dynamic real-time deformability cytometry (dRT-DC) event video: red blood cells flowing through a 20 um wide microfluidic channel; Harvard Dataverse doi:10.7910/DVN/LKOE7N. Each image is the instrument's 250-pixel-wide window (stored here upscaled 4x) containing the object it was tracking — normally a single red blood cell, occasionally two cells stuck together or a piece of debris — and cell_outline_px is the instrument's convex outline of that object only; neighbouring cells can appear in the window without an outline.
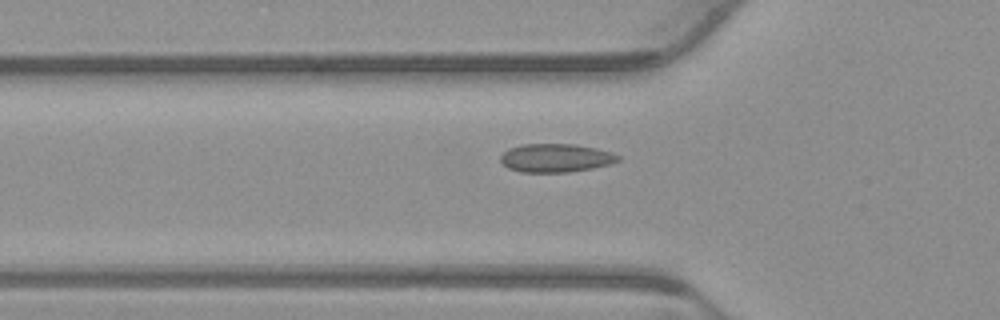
{"species": "common noctule bat (a hibernating species)", "species_latin": "Nyctalus noctula", "temperature_condition": "warm", "stored_images_in_passage": 51, "camera_frame_rate_fps": 3000, "um_per_image_px": 0.085, "animal": {"sex": "male", "body_mass_g": 23.1, "forearm_length_mm": 52.7}, "frame": {"image": 1, "passage_image": 18, "time_ms": 5.667, "image_size_px": [1000, 320], "cell_outline_px": [[620, 160], [608, 164], [592, 168], [568, 172], [520, 172], [508, 168], [500, 160], [500, 156], [508, 148], [524, 144], [576, 144], [596, 148], [612, 152], [620, 156]], "centroid_in_image_um": [47.23, 13.42], "position_along_channel_um": 78.6, "area_um2": 19.48}}
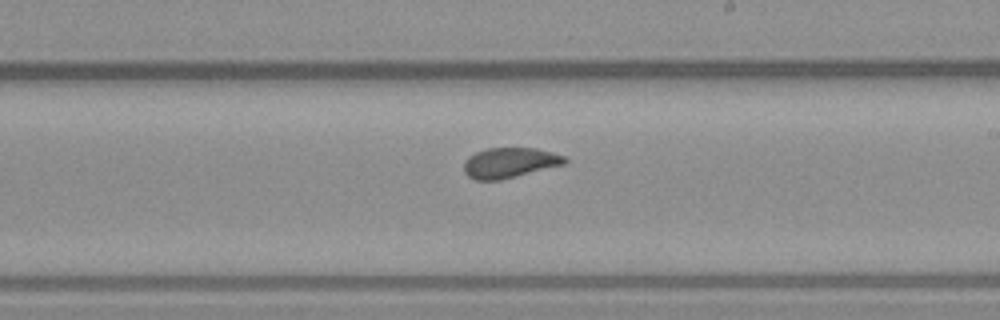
{"frame": {"image": 2, "passage_image": 31, "time_ms": 10.0, "image_size_px": [1000, 320], "cell_outline_px": [[568, 160], [564, 164], [500, 180], [476, 180], [468, 176], [464, 172], [464, 160], [468, 156], [476, 152], [488, 148], [536, 148], [552, 152], [564, 156]], "centroid_in_image_um": [43.29, 13.83], "position_along_channel_um": 245.7, "area_um2": 17.69}}
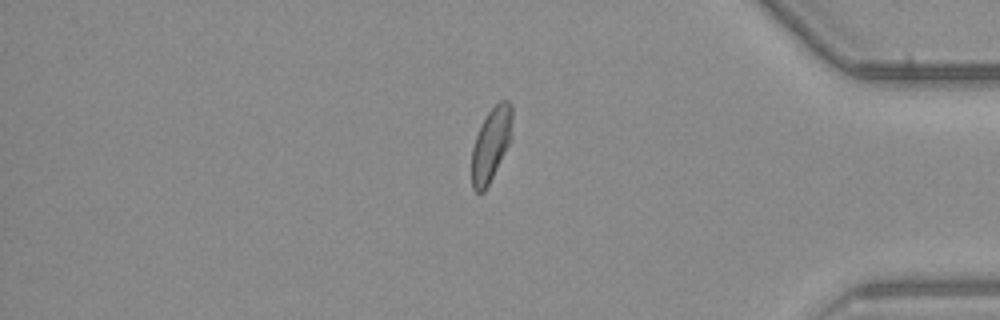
{"frame": {"image": 3, "passage_image": 45, "time_ms": 14.667, "image_size_px": [1000, 320], "cell_outline_px": [[512, 140], [484, 192], [476, 192], [472, 188], [472, 148], [476, 136], [488, 112], [500, 100], [508, 100], [512, 104]], "centroid_in_image_um": [41.77, 12.26], "position_along_channel_um": 393.4, "area_um2": 17.4}}